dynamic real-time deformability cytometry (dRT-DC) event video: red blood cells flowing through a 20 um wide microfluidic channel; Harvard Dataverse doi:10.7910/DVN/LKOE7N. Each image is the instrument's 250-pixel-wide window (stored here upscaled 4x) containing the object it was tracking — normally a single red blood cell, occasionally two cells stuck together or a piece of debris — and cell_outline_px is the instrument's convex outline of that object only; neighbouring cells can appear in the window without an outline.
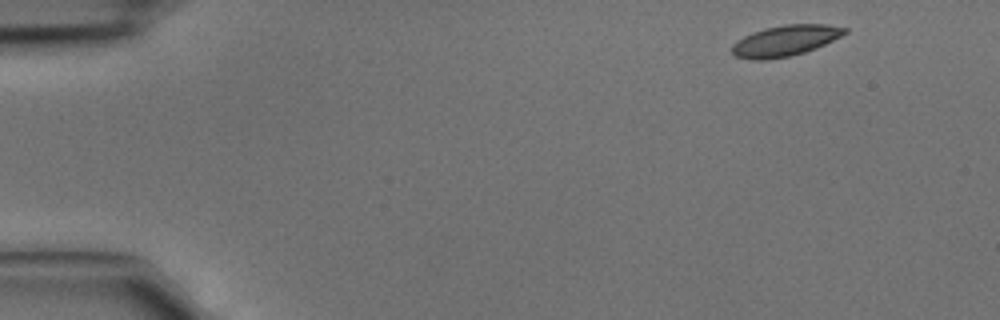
{"species": "common noctule bat (a hibernating species)", "species_latin": "Nyctalus noctula", "temperature_condition": "cold", "stored_images_in_passage": 4, "camera_frame_rate_fps": 3000, "um_per_image_px": 0.085, "animal": {"sex": "male", "body_mass_g": 15.6}, "frame": {"image": 1, "passage_image": 1, "time_ms": 0.0, "image_size_px": [1000, 320], "cell_outline_px": [[848, 32], [816, 48], [804, 52], [788, 56], [768, 60], [752, 60], [736, 56], [732, 52], [732, 44], [736, 40], [752, 32], [764, 28], [784, 24], [828, 24], [848, 28]], "centroid_in_image_um": [66.73, 3.45], "position_along_channel_um": 18.3, "area_um2": 20.29}}
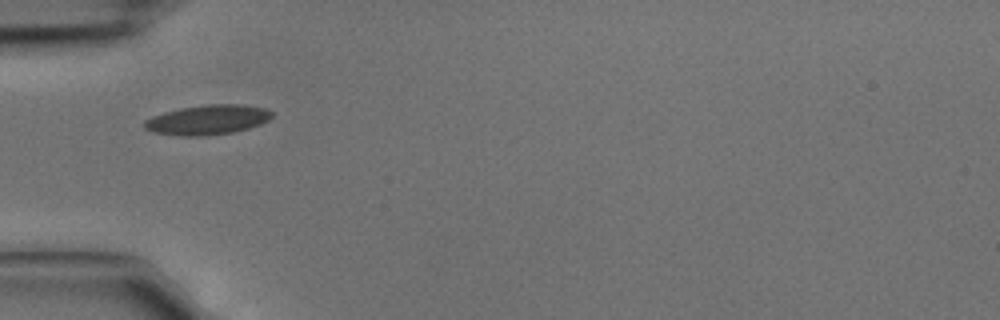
{"frame": {"image": 2, "passage_image": 4, "time_ms": 1.0, "image_size_px": [1000, 320], "cell_outline_px": [[272, 116], [268, 120], [260, 124], [248, 128], [232, 132], [204, 136], [180, 136], [152, 132], [144, 128], [144, 120], [152, 116], [164, 112], [180, 108], [208, 104], [240, 104], [264, 108], [272, 112]], "centroid_in_image_um": [17.61, 10.18], "position_along_channel_um": 67.4, "area_um2": 22.08}}